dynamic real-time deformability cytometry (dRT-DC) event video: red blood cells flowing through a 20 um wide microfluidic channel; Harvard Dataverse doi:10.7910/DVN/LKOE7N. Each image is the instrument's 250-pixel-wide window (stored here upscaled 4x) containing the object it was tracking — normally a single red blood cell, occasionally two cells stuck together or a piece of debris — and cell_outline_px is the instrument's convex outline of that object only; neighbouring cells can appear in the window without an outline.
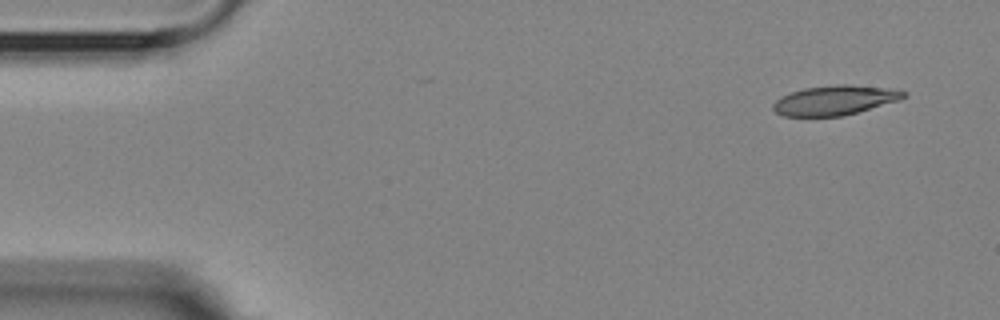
{"species": "Egyptian fruit bat (a non-hibernating species)", "species_latin": "Rousettus aegyptiacus", "temperature_condition": "room temperature", "stored_images_in_passage": 4, "camera_frame_rate_fps": 3000, "um_per_image_px": 0.085, "animal": {"sex": "female"}, "frame": {"image": 1, "passage_image": 1, "time_ms": 0.0, "image_size_px": [1000, 320], "cell_outline_px": [[908, 96], [900, 100], [856, 112], [840, 116], [784, 116], [776, 112], [772, 108], [772, 104], [780, 96], [804, 88], [836, 84], [848, 84], [888, 88], [908, 92]], "centroid_in_image_um": [70.96, 8.51], "position_along_channel_um": 14.0, "area_um2": 22.48}}
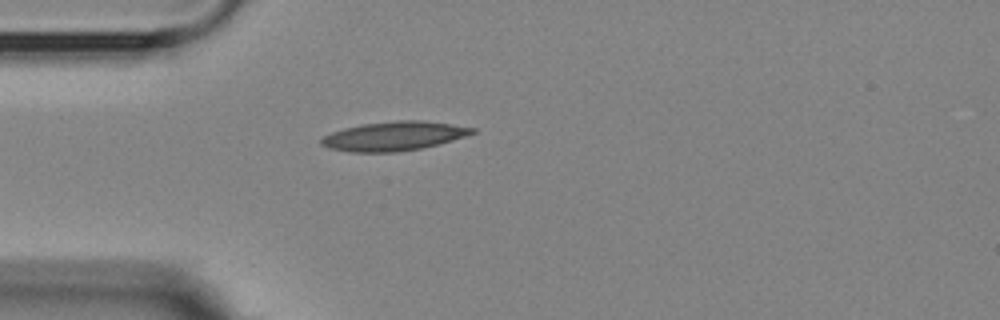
{"frame": {"image": 2, "passage_image": 4, "time_ms": 3.667, "image_size_px": [1000, 320], "cell_outline_px": [[476, 132], [452, 140], [420, 148], [396, 152], [348, 152], [328, 148], [320, 144], [320, 140], [324, 136], [332, 132], [344, 128], [360, 124], [396, 120], [424, 120], [452, 124], [476, 128]], "centroid_in_image_um": [33.45, 11.56], "position_along_channel_um": 51.6, "area_um2": 25.61}}